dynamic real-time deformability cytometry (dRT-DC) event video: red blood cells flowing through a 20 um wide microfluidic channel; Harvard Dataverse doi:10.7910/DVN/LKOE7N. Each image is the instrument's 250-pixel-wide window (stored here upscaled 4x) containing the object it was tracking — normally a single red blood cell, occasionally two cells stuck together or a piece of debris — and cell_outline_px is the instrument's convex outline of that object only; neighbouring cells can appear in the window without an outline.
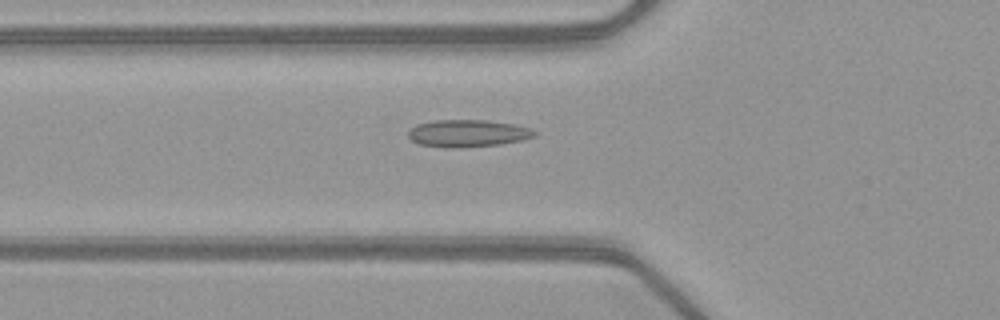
{"species": "common noctule bat (a hibernating species)", "species_latin": "Nyctalus noctula", "temperature_condition": "warm", "stored_images_in_passage": 51, "camera_frame_rate_fps": 3000, "um_per_image_px": 0.085, "animal": {"sex": "female", "body_mass_g": 21.9}, "frame": {"image": 1, "passage_image": 19, "time_ms": 6.0, "image_size_px": [1000, 320], "cell_outline_px": [[536, 136], [524, 140], [500, 144], [460, 148], [452, 148], [420, 144], [412, 140], [408, 136], [408, 132], [416, 124], [432, 120], [488, 120], [516, 124], [528, 128], [536, 132]], "centroid_in_image_um": [39.78, 11.33], "position_along_channel_um": 86.0, "area_um2": 20.11}}
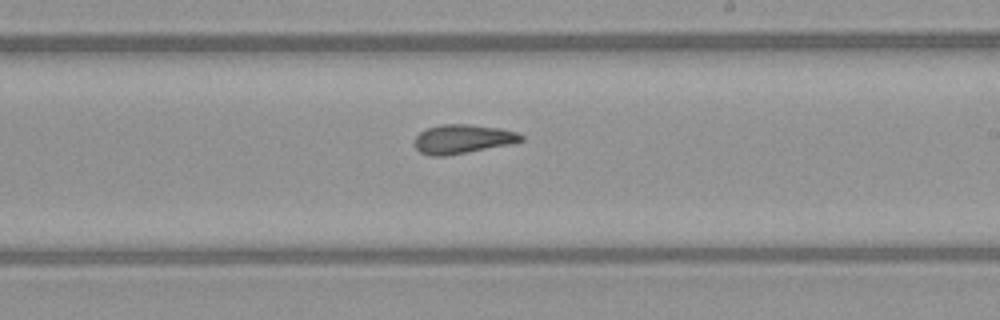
{"frame": {"image": 2, "passage_image": 31, "time_ms": 10.0, "image_size_px": [1000, 320], "cell_outline_px": [[524, 140], [512, 144], [448, 156], [428, 156], [420, 152], [412, 144], [416, 136], [420, 132], [428, 128], [440, 124], [468, 124], [500, 128], [516, 132], [524, 136]], "centroid_in_image_um": [39.31, 11.83], "position_along_channel_um": 249.7, "area_um2": 18.32}}
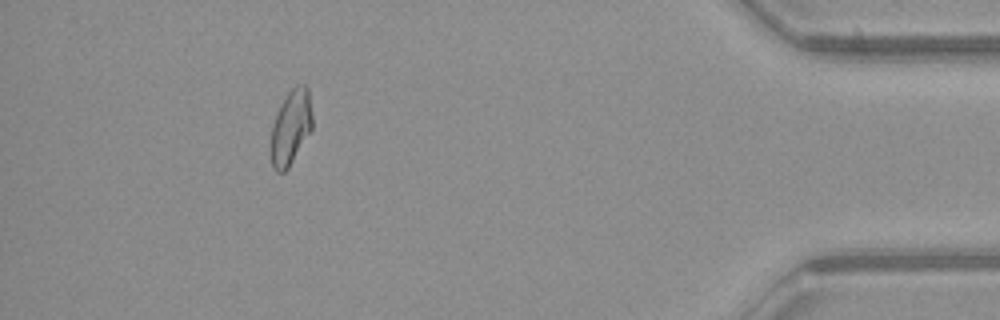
{"frame": {"image": 3, "passage_image": 47, "time_ms": 15.333, "image_size_px": [1000, 320], "cell_outline_px": [[312, 128], [288, 168], [284, 172], [276, 172], [272, 168], [268, 148], [272, 124], [276, 112], [280, 104], [288, 92], [296, 84], [304, 84], [308, 88], [312, 112]], "centroid_in_image_um": [24.66, 10.84], "position_along_channel_um": 410.5, "area_um2": 18.55}, "authors_computed_cell_mechanics": {"area_um2": 18.7272, "velocity_mm_per_s": 4.0547, "shape_relaxation_time_tau1_ms": null, "shape_relaxation_time_tau2_ms": 2.2975, "deformation_change_tau1": null, "deformation_change_tau2": 0.0821}}